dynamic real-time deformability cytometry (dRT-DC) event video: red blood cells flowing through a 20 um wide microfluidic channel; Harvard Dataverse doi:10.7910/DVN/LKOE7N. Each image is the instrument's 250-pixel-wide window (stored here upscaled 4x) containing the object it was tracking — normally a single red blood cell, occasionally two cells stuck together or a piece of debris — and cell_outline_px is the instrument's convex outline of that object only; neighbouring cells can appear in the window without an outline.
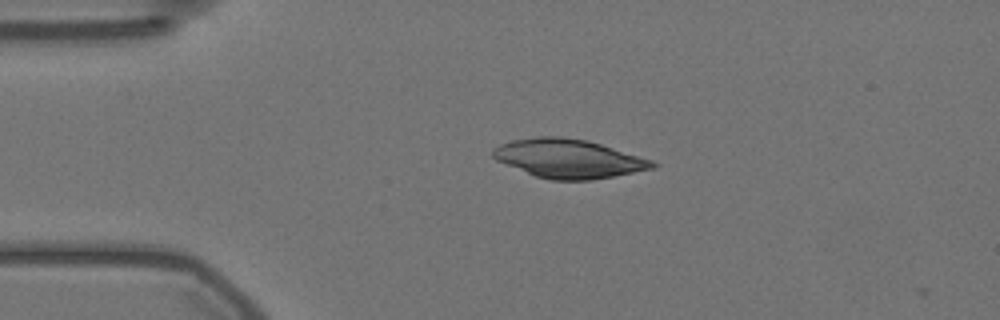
{"species": "Egyptian fruit bat (a non-hibernating species)", "species_latin": "Rousettus aegyptiacus", "temperature_condition": "warm", "stored_images_in_passage": 5, "camera_frame_rate_fps": 3000, "um_per_image_px": 0.085, "animal": {"sex": "female"}, "frame": {"image": 1, "passage_image": 1, "time_ms": 0.0, "image_size_px": [1000, 320], "cell_outline_px": [[660, 164], [656, 168], [592, 180], [552, 180], [536, 176], [496, 160], [492, 156], [492, 148], [500, 144], [512, 140], [536, 136], [560, 136], [588, 140], [652, 160]], "centroid_in_image_um": [48.33, 13.47], "position_along_channel_um": 36.7, "area_um2": 36.07}}